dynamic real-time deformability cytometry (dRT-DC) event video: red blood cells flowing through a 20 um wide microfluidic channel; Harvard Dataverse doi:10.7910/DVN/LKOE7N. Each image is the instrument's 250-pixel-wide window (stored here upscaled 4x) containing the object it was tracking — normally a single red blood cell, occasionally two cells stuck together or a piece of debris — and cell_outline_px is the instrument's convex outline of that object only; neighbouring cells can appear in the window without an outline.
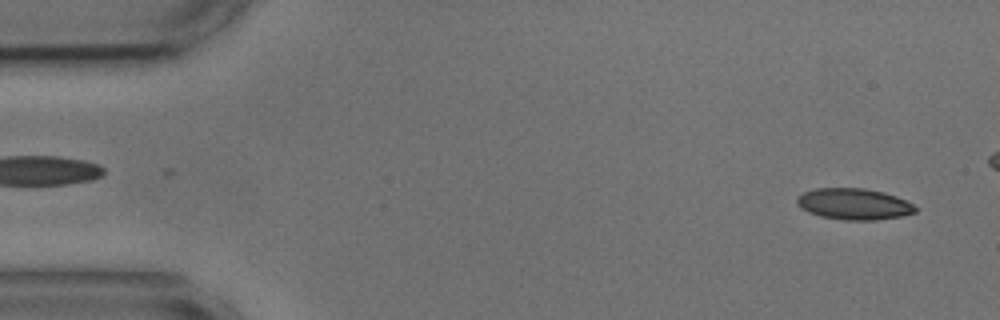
{"species": "common noctule bat (a hibernating species)", "species_latin": "Nyctalus noctula", "temperature_condition": "cold", "stored_images_in_passage": 47, "camera_frame_rate_fps": 3000, "um_per_image_px": 0.085, "animal": {"sex": "male", "body_mass_g": 17.9, "forearm_length_mm": 54.2}, "frame": {"image": 1, "passage_image": 2, "time_ms": 0.333, "image_size_px": [1000, 320], "cell_outline_px": [[916, 212], [900, 216], [876, 220], [844, 220], [820, 216], [808, 212], [800, 208], [796, 204], [796, 196], [804, 192], [816, 188], [864, 188], [884, 192], [896, 196], [912, 204], [916, 208]], "centroid_in_image_um": [72.53, 17.34], "position_along_channel_um": 12.5, "area_um2": 21.62}}
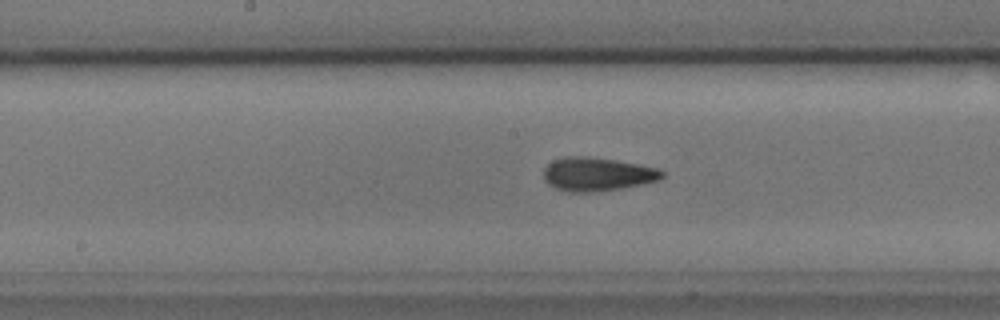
{"frame": {"image": 2, "passage_image": 26, "time_ms": 8.333, "image_size_px": [1000, 320], "cell_outline_px": [[664, 176], [660, 180], [620, 188], [588, 192], [568, 192], [556, 188], [548, 184], [544, 180], [544, 168], [552, 160], [568, 156], [584, 156], [616, 160], [656, 168], [664, 172]], "centroid_in_image_um": [50.73, 14.8], "position_along_channel_um": 197.5, "area_um2": 22.95}}
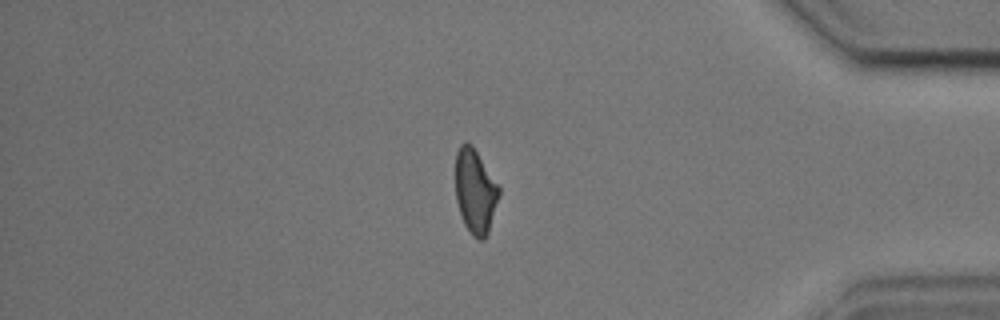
{"frame": {"image": 3, "passage_image": 45, "time_ms": 14.667, "image_size_px": [1000, 320], "cell_outline_px": [[500, 192], [488, 232], [484, 240], [476, 240], [472, 236], [464, 224], [456, 200], [456, 152], [460, 144], [464, 140], [472, 144], [500, 188]], "centroid_in_image_um": [40.38, 16.25], "position_along_channel_um": 394.8, "area_um2": 21.33}}